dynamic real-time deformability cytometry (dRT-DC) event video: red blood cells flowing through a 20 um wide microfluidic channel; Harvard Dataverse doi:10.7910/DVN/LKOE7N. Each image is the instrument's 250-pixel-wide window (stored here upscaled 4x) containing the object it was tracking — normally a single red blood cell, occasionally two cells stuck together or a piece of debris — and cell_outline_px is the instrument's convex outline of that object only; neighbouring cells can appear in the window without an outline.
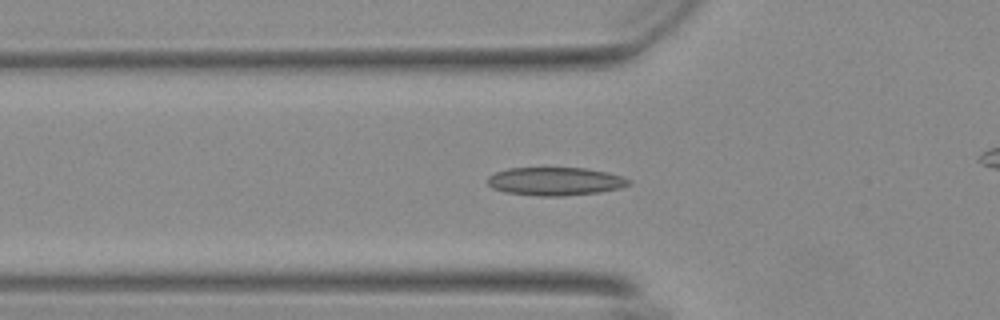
{"species": "Egyptian fruit bat (a non-hibernating species)", "species_latin": "Rousettus aegyptiacus", "temperature_condition": "warm", "stored_images_in_passage": 17, "camera_frame_rate_fps": 3000, "um_per_image_px": 0.085, "animal": {"sex": "female"}, "frame": {"image": 1, "passage_image": 9, "time_ms": 2.667, "image_size_px": [1000, 320], "cell_outline_px": [[632, 184], [620, 188], [600, 192], [560, 196], [536, 196], [504, 192], [492, 188], [488, 184], [488, 176], [496, 172], [508, 168], [584, 168], [608, 172], [632, 180]], "centroid_in_image_um": [47.2, 15.42], "position_along_channel_um": 78.6, "area_um2": 23.29}}
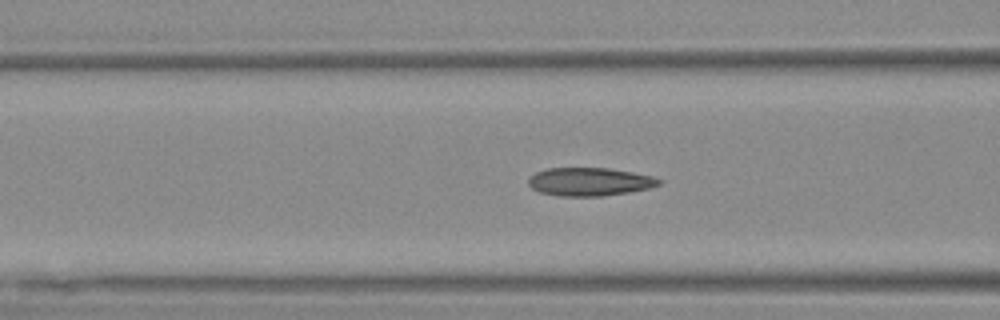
{"frame": {"image": 2, "passage_image": 12, "time_ms": 3.667, "image_size_px": [1000, 320], "cell_outline_px": [[660, 184], [648, 188], [628, 192], [600, 196], [560, 196], [540, 192], [532, 188], [528, 184], [528, 180], [536, 172], [544, 168], [608, 168], [632, 172], [652, 176], [660, 180]], "centroid_in_image_um": [50.08, 15.44], "position_along_channel_um": 116.5, "area_um2": 21.27}}
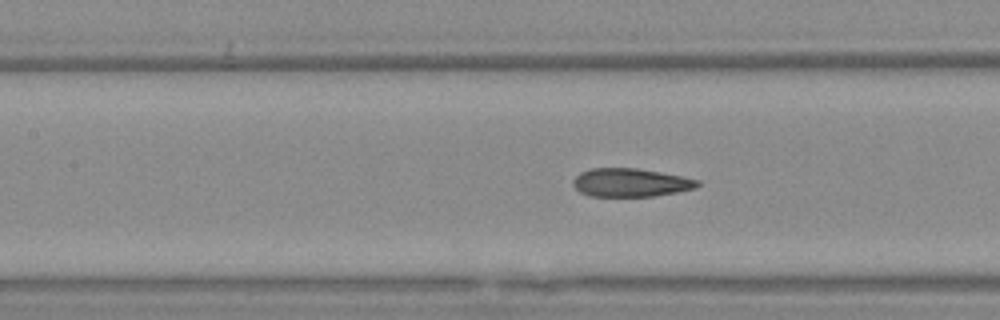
{"frame": {"image": 3, "passage_image": 15, "time_ms": 4.667, "image_size_px": [1000, 320], "cell_outline_px": [[700, 184], [696, 188], [676, 192], [652, 196], [588, 196], [580, 192], [572, 184], [572, 180], [580, 172], [592, 168], [636, 168], [660, 172], [700, 180]], "centroid_in_image_um": [53.58, 15.52], "position_along_channel_um": 153.8, "area_um2": 20.52}}